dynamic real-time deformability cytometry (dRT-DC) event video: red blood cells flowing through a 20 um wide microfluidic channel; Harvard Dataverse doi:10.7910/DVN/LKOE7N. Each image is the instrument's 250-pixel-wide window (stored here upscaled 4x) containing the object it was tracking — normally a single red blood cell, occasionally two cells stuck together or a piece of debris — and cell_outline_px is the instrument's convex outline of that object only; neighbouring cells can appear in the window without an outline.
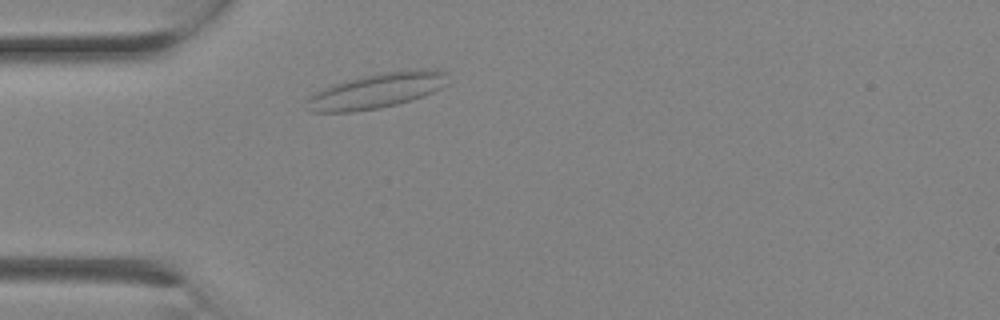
{"species": "Egyptian fruit bat (a non-hibernating species)", "species_latin": "Rousettus aegyptiacus", "temperature_condition": "room temperature", "stored_images_in_passage": 1, "camera_frame_rate_fps": 3000, "um_per_image_px": 0.085, "animal": {"sex": "female"}, "frame": {"image": 1, "passage_image": 1, "time_ms": 0.0, "image_size_px": [1000, 320], "cell_outline_px": [[448, 84], [424, 96], [412, 100], [380, 108], [352, 112], [308, 112], [304, 108], [308, 96], [324, 88], [348, 80], [364, 76], [384, 72], [416, 68], [436, 68], [448, 72]], "centroid_in_image_um": [32.07, 7.7], "position_along_channel_um": 52.9, "area_um2": 29.25}}